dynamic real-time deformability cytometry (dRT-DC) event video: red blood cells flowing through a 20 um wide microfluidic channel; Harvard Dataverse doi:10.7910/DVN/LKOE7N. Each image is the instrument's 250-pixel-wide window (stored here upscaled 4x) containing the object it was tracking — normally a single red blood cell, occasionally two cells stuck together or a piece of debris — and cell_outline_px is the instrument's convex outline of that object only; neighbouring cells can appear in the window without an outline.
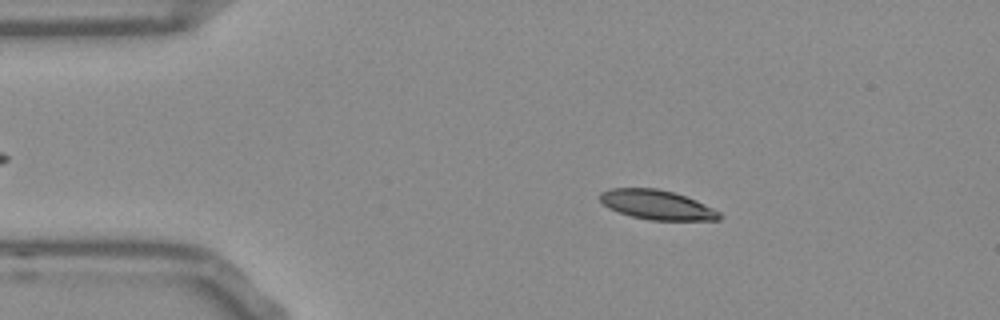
{"species": "Egyptian fruit bat (a non-hibernating species)", "species_latin": "Rousettus aegyptiacus", "temperature_condition": "room temperature", "stored_images_in_passage": 45, "camera_frame_rate_fps": 3000, "um_per_image_px": 0.085, "frame": {"image": 1, "passage_image": 9, "time_ms": 2.667, "image_size_px": [1000, 320], "cell_outline_px": [[724, 216], [720, 220], [648, 220], [632, 216], [608, 208], [600, 200], [600, 192], [612, 188], [656, 188], [672, 192], [696, 200], [720, 212]], "centroid_in_image_um": [55.85, 17.41], "position_along_channel_um": 29.1, "area_um2": 20.4}}
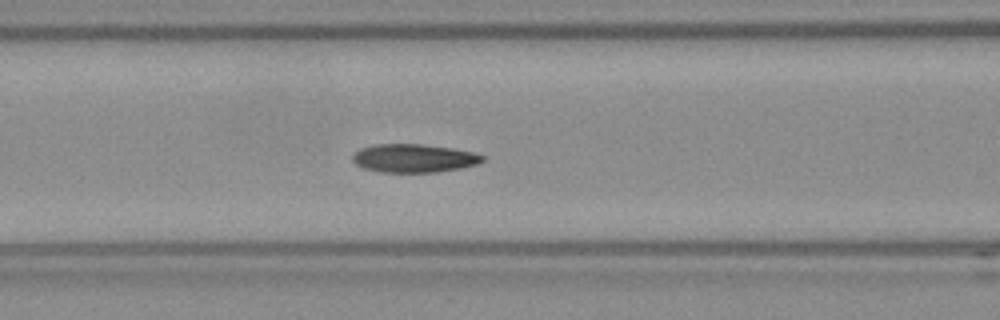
{"frame": {"image": 2, "passage_image": 21, "time_ms": 6.667, "image_size_px": [1000, 320], "cell_outline_px": [[484, 160], [476, 164], [460, 168], [436, 172], [380, 172], [364, 168], [356, 164], [352, 160], [352, 156], [360, 148], [372, 144], [424, 144], [452, 148], [472, 152], [484, 156]], "centroid_in_image_um": [35.15, 13.44], "position_along_channel_um": 131.5, "area_um2": 21.44}}
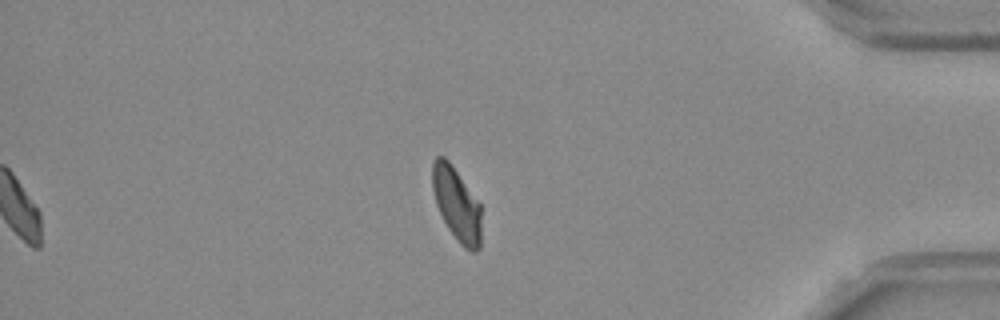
{"frame": {"image": 3, "passage_image": 45, "time_ms": 14.667, "image_size_px": [1000, 320], "cell_outline_px": [[480, 248], [476, 252], [472, 252], [464, 248], [460, 244], [448, 228], [436, 204], [432, 188], [432, 160], [436, 156], [444, 156], [448, 160], [480, 204]], "centroid_in_image_um": [38.8, 17.35], "position_along_channel_um": 396.4, "area_um2": 20.69}, "authors_computed_cell_mechanics": {"area_um2": 21.2704, "velocity_mm_per_s": 3.7714, "shape_relaxation_time_tau1_ms": 4.8264, "shape_relaxation_time_tau2_ms": 2.585, "deformation_change_tau1": 0.1365, "deformation_change_tau2": 0.0622}}